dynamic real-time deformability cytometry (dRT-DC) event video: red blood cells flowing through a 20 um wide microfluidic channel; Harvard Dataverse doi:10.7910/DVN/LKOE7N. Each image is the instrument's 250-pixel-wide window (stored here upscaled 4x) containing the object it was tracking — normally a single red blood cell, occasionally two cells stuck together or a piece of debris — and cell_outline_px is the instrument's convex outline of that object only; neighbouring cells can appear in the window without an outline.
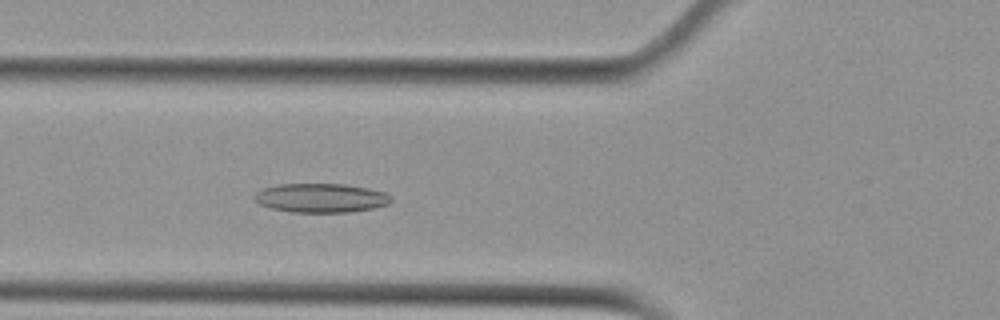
{"species": "Egyptian fruit bat (a non-hibernating species)", "species_latin": "Rousettus aegyptiacus", "temperature_condition": "cold", "stored_images_in_passage": 45, "camera_frame_rate_fps": 3000, "um_per_image_px": 0.085, "animal": {"sex": "female"}, "frame": {"image": 1, "passage_image": 11, "time_ms": 3.333, "image_size_px": [1000, 320], "cell_outline_px": [[392, 200], [388, 204], [372, 208], [352, 212], [292, 212], [272, 208], [260, 204], [252, 196], [256, 192], [264, 188], [280, 184], [344, 184], [368, 188], [384, 192], [392, 196]], "centroid_in_image_um": [27.29, 16.82], "position_along_channel_um": 98.5, "area_um2": 23.06}}
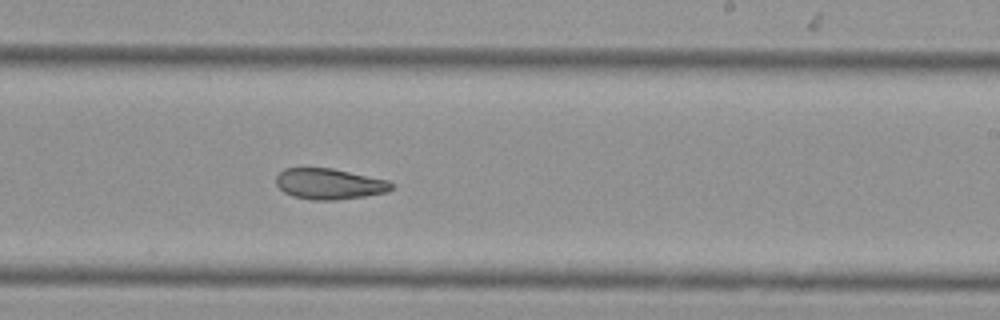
{"frame": {"image": 2, "passage_image": 24, "time_ms": 7.667, "image_size_px": [1000, 320], "cell_outline_px": [[396, 184], [388, 192], [364, 196], [336, 200], [312, 200], [292, 196], [284, 192], [276, 184], [276, 176], [284, 168], [332, 168], [388, 180]], "centroid_in_image_um": [28.0, 15.63], "position_along_channel_um": 261.0, "area_um2": 20.81}}
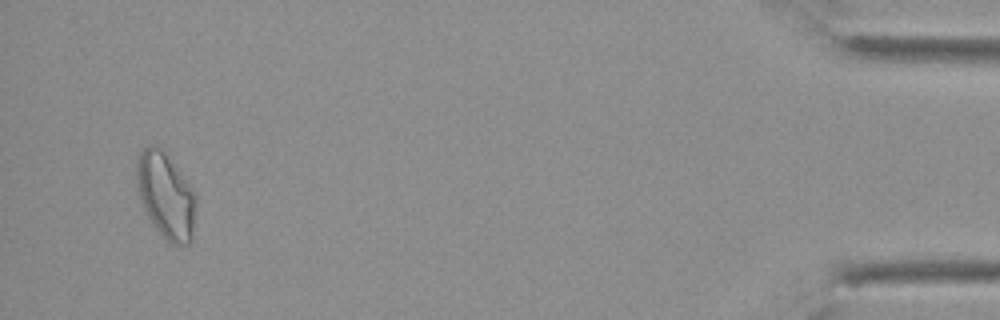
{"frame": {"image": 3, "passage_image": 43, "time_ms": 14.0, "image_size_px": [1000, 320], "cell_outline_px": [[196, 204], [192, 244], [172, 244], [156, 228], [148, 216], [140, 200], [136, 184], [136, 164], [140, 148], [148, 144], [156, 144], [164, 152], [196, 196]], "centroid_in_image_um": [14.06, 16.61], "position_along_channel_um": 421.1, "area_um2": 29.36}, "authors_computed_cell_mechanics": {"area_um2": 23.0622, "velocity_mm_per_s": 3.7536, "shape_relaxation_time_tau1_ms": null, "shape_relaxation_time_tau2_ms": 7.2759, "deformation_change_tau1": null, "deformation_change_tau2": 0.1562}}